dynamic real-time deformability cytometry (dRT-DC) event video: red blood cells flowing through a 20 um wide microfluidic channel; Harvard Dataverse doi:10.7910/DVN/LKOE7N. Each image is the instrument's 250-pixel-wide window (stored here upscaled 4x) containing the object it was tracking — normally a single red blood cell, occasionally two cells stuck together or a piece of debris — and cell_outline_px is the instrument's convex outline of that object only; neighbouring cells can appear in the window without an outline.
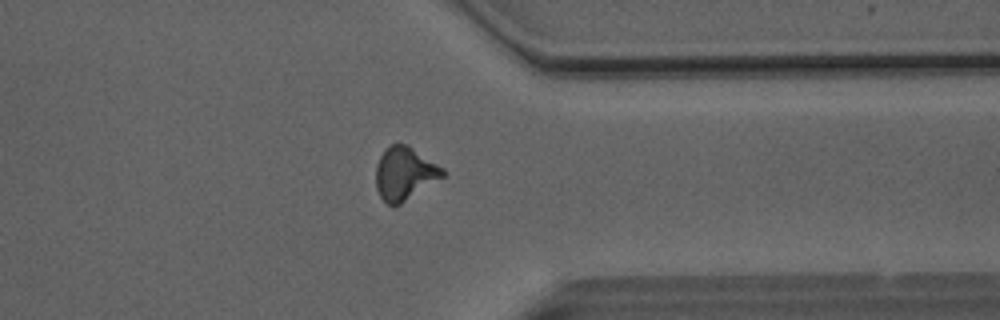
{"species": "Egyptian fruit bat (a non-hibernating species)", "species_latin": "Rousettus aegyptiacus", "temperature_condition": "room temperature", "stored_images_in_passage": 35, "camera_frame_rate_fps": 3000, "um_per_image_px": 0.085, "animal": {"sex": "male"}, "frame": {"image": 1, "passage_image": 27, "time_ms": 8.667, "image_size_px": [1000, 320], "cell_outline_px": [[444, 176], [400, 204], [388, 204], [380, 196], [376, 188], [376, 164], [384, 148], [392, 144], [408, 144], [444, 168]], "centroid_in_image_um": [34.38, 14.71], "position_along_channel_um": 377.0, "area_um2": 20.52}}
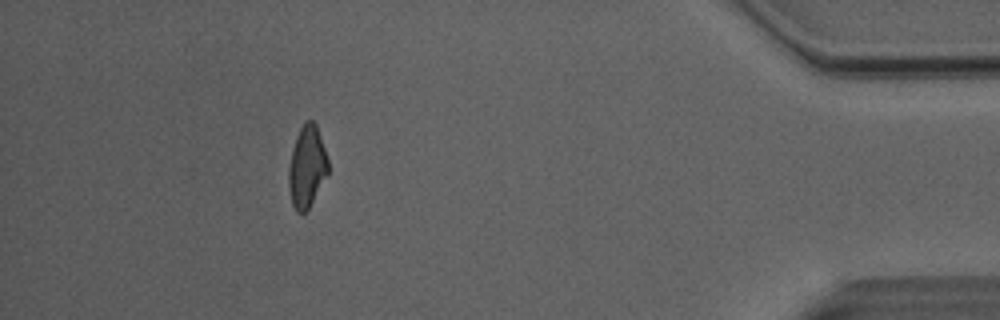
{"frame": {"image": 2, "passage_image": 33, "time_ms": 10.667, "image_size_px": [1000, 320], "cell_outline_px": [[328, 176], [308, 208], [304, 212], [296, 212], [292, 204], [288, 184], [288, 168], [292, 148], [296, 136], [300, 128], [308, 120], [312, 120], [316, 124], [328, 160]], "centroid_in_image_um": [26.08, 14.18], "position_along_channel_um": 409.1, "area_um2": 18.73}}